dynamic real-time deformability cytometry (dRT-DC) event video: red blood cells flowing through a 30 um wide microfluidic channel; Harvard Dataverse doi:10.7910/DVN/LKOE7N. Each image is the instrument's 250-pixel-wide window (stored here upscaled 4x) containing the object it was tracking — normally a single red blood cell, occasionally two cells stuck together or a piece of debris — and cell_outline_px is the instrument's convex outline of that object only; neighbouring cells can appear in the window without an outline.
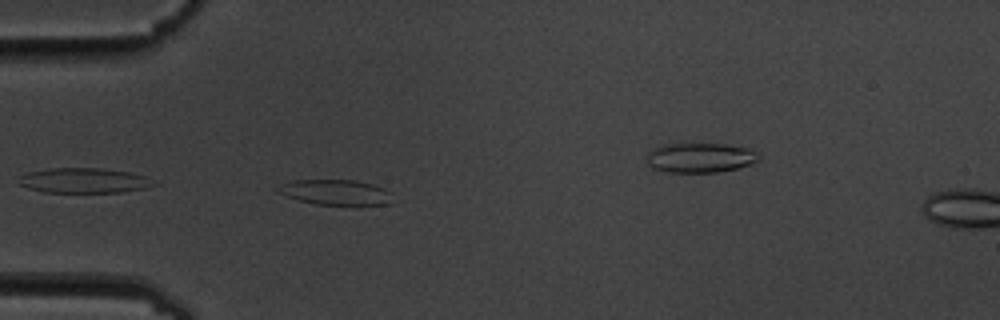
{"species": "common noctule bat (a hibernating species)", "species_latin": "Nyctalus noctula", "temperature_condition": "cold", "stored_images_in_passage": 6, "camera_frame_rate_fps": 3000, "um_per_image_px": 0.085, "animal": {"sex": "male", "body_mass_g": 19.5, "forearm_length_mm": 54.6}, "frame": {"image": 1, "passage_image": 5, "time_ms": 4.667, "image_size_px": [1000, 320], "cell_outline_px": [[392, 192], [388, 204], [352, 208], [316, 204], [300, 200], [276, 192], [276, 188], [280, 184], [292, 180], [356, 180], [372, 184], [384, 188]], "centroid_in_image_um": [28.57, 16.39], "position_along_channel_um": 56.4, "area_um2": 17.69}}